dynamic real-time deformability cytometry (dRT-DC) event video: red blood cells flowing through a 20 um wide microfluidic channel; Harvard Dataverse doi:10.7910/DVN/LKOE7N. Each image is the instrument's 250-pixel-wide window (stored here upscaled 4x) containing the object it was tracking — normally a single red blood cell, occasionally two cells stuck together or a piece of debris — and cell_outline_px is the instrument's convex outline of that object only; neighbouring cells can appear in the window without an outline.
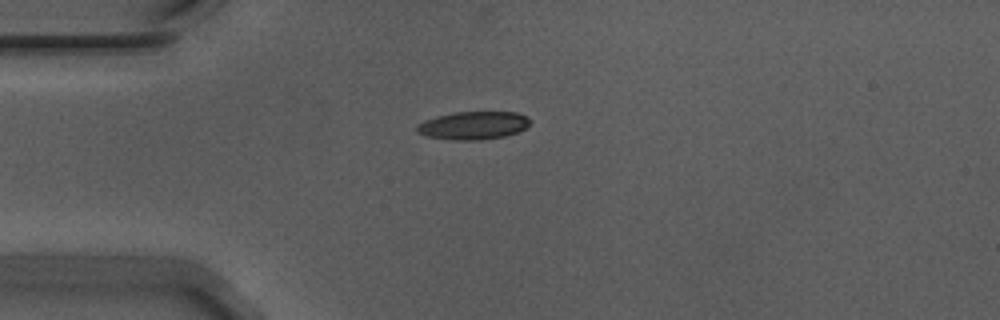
{"species": "Egyptian fruit bat (a non-hibernating species)", "species_latin": "Rousettus aegyptiacus", "temperature_condition": "warm", "stored_images_in_passage": 18, "camera_frame_rate_fps": 3000, "um_per_image_px": 0.085, "animal": {"sex": "male"}, "frame": {"image": 1, "passage_image": 1, "time_ms": 0.0, "image_size_px": [1000, 320], "cell_outline_px": [[532, 120], [524, 128], [516, 132], [504, 136], [480, 140], [452, 140], [428, 136], [416, 132], [416, 124], [424, 120], [436, 116], [456, 112], [516, 112], [528, 116]], "centroid_in_image_um": [40.21, 10.65], "position_along_channel_um": 44.8, "area_um2": 18.5}}
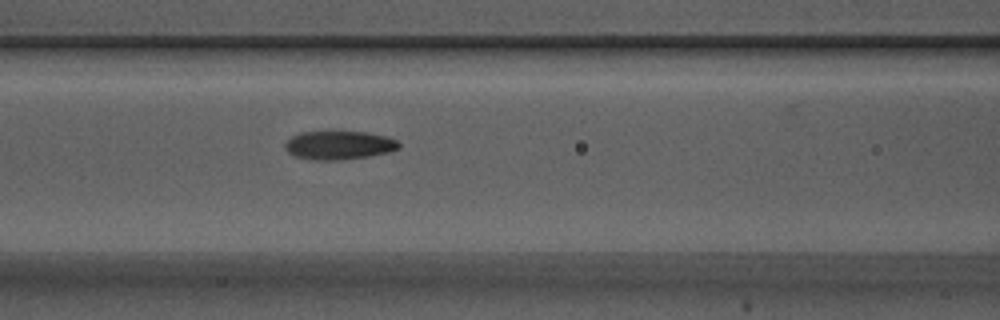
{"frame": {"image": 2, "passage_image": 10, "time_ms": 3.0, "image_size_px": [1000, 320], "cell_outline_px": [[400, 148], [388, 152], [368, 156], [344, 160], [316, 160], [296, 156], [288, 152], [284, 148], [284, 144], [292, 136], [300, 132], [368, 132], [388, 136], [396, 140], [400, 144]], "centroid_in_image_um": [28.83, 12.34], "position_along_channel_um": 137.8, "area_um2": 18.96}}
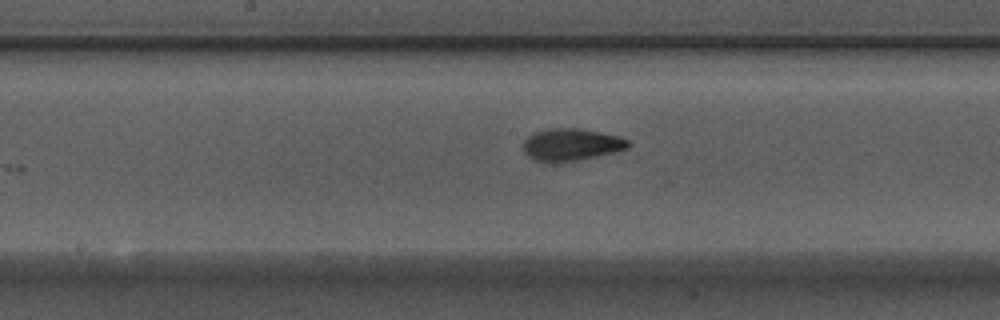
{"frame": {"image": 3, "passage_image": 15, "time_ms": 4.667, "image_size_px": [1000, 320], "cell_outline_px": [[632, 144], [628, 148], [596, 156], [576, 160], [536, 160], [528, 156], [524, 152], [524, 140], [532, 132], [544, 128], [580, 128], [600, 132], [616, 136], [628, 140]], "centroid_in_image_um": [48.55, 12.24], "position_along_channel_um": 199.7, "area_um2": 19.25}}